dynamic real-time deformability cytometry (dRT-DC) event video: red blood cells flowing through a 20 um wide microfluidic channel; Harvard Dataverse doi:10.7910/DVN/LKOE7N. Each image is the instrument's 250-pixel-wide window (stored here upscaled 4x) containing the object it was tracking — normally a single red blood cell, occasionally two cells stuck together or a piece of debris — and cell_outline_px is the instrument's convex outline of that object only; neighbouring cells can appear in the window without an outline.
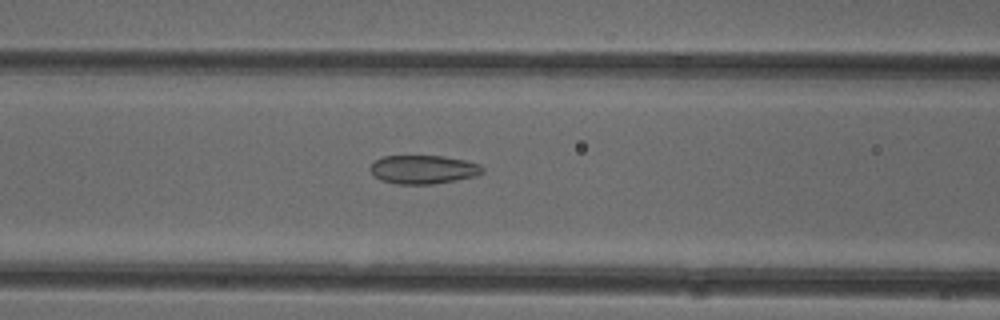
{"species": "common noctule bat (a hibernating species)", "species_latin": "Nyctalus noctula", "temperature_condition": "cold", "stored_images_in_passage": 51, "camera_frame_rate_fps": 3000, "um_per_image_px": 0.085, "animal": {"sex": "female"}, "frame": {"image": 1, "passage_image": 21, "time_ms": 6.667, "image_size_px": [1000, 320], "cell_outline_px": [[484, 172], [476, 176], [456, 180], [432, 184], [396, 184], [380, 180], [368, 168], [376, 160], [384, 156], [444, 156], [464, 160], [480, 164], [484, 168]], "centroid_in_image_um": [36.0, 14.41], "position_along_channel_um": 130.6, "area_um2": 18.73}}
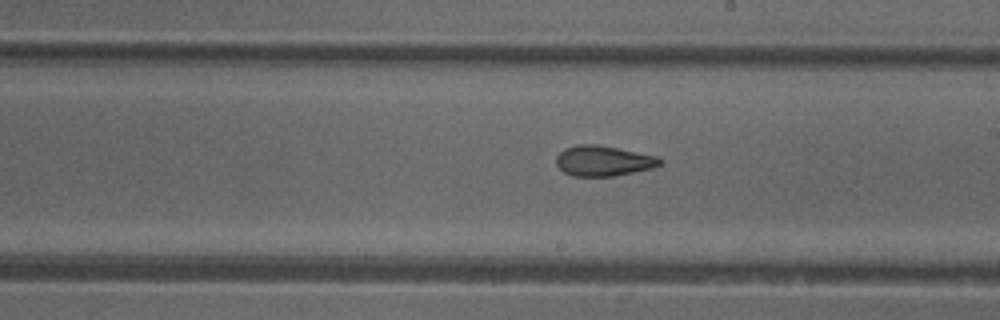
{"frame": {"image": 2, "passage_image": 29, "time_ms": 9.333, "image_size_px": [1000, 320], "cell_outline_px": [[664, 164], [652, 168], [612, 176], [572, 176], [564, 172], [556, 164], [556, 156], [564, 148], [580, 144], [596, 144], [656, 156], [664, 160]], "centroid_in_image_um": [51.28, 13.67], "position_along_channel_um": 237.7, "area_um2": 18.26}}
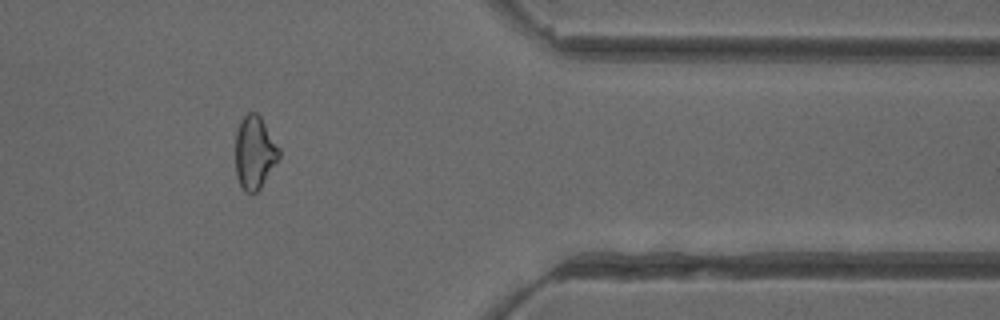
{"frame": {"image": 3, "passage_image": 42, "time_ms": 13.667, "image_size_px": [1000, 320], "cell_outline_px": [[280, 156], [260, 188], [256, 192], [244, 192], [236, 176], [236, 132], [240, 120], [248, 112], [256, 112], [260, 116], [280, 148]], "centroid_in_image_um": [21.63, 12.95], "position_along_channel_um": 389.8, "area_um2": 18.44}, "authors_computed_cell_mechanics": {"area_um2": 19.4208, "velocity_mm_per_s": 4.0155, "shape_relaxation_time_tau1_ms": null, "shape_relaxation_time_tau2_ms": 2.2475, "deformation_change_tau1": null, "deformation_change_tau2": 0.092}}